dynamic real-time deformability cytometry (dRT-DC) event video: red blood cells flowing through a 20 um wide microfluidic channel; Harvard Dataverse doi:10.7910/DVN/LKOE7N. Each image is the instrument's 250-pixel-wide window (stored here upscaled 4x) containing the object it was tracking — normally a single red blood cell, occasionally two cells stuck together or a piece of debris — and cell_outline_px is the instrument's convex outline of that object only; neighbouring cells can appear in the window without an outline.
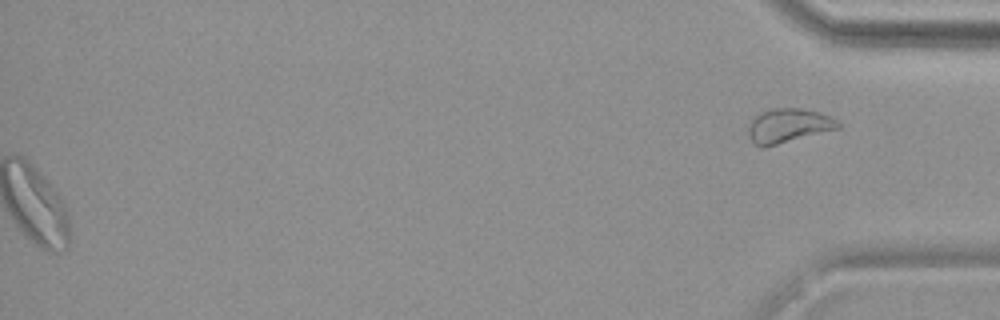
{"species": "common noctule bat (a hibernating species)", "species_latin": "Nyctalus noctula", "temperature_condition": "warm", "stored_images_in_passage": 49, "segment_of_instrument_passage": [2, 2], "camera_frame_rate_fps": 3000, "um_per_image_px": 0.085, "animal": {"sex": "female", "body_mass_g": 19.9}, "frame": {"image": 1, "passage_image": 49, "time_ms": 16.0, "image_size_px": [1000, 320], "cell_outline_px": [[840, 128], [764, 148], [760, 148], [752, 144], [748, 136], [748, 128], [752, 120], [760, 112], [772, 108], [800, 108], [820, 112], [832, 116], [840, 124]], "centroid_in_image_um": [66.99, 10.7], "position_along_channel_um": 368.2, "area_um2": 18.15}}